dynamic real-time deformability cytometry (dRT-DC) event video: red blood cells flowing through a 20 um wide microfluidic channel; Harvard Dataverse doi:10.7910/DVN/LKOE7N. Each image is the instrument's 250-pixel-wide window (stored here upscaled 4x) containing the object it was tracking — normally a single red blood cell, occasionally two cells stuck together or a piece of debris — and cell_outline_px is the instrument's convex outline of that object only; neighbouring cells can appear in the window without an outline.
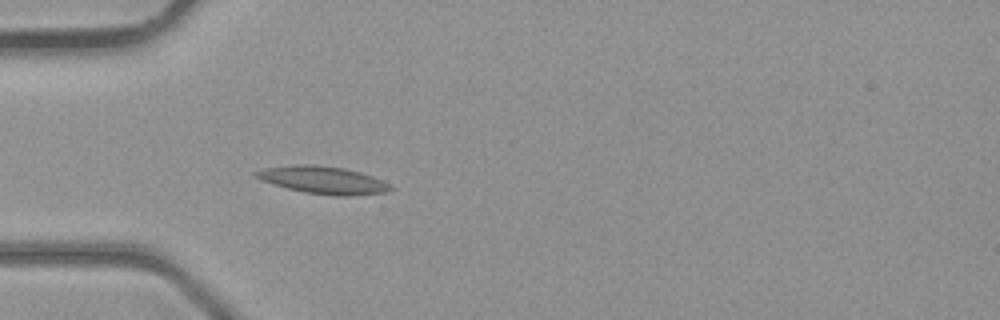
{"species": "common noctule bat (a hibernating species)", "species_latin": "Nyctalus noctula", "temperature_condition": "room temperature", "stored_images_in_passage": 22, "camera_frame_rate_fps": 3000, "um_per_image_px": 0.085, "animal": {"sex": "male", "body_mass_g": 23.1, "forearm_length_mm": 52.7}, "frame": {"image": 1, "passage_image": 5, "time_ms": 1.333, "image_size_px": [1000, 320], "cell_outline_px": [[396, 188], [388, 192], [348, 196], [332, 196], [304, 192], [288, 188], [264, 180], [256, 176], [252, 172], [264, 168], [292, 164], [316, 164], [344, 168], [360, 172], [372, 176]], "centroid_in_image_um": [27.49, 15.3], "position_along_channel_um": 57.5, "area_um2": 21.5}}
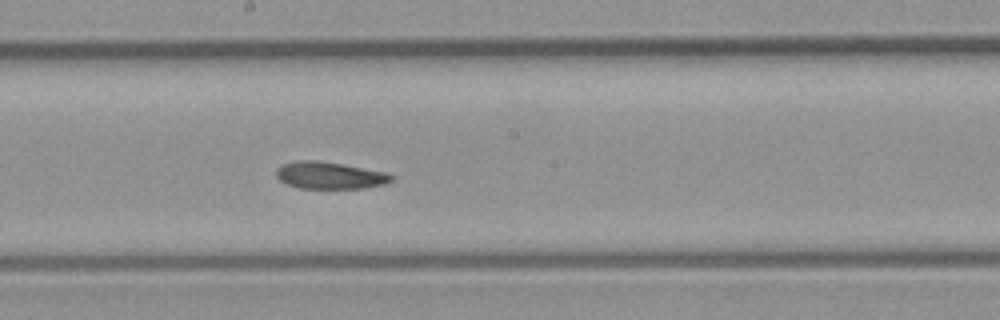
{"frame": {"image": 2, "passage_image": 15, "time_ms": 4.667, "image_size_px": [1000, 320], "cell_outline_px": [[392, 180], [384, 184], [364, 188], [300, 188], [288, 184], [280, 180], [276, 176], [276, 168], [284, 164], [296, 160], [316, 160], [388, 172], [392, 176]], "centroid_in_image_um": [28.01, 14.9], "position_along_channel_um": 220.2, "area_um2": 17.98}}
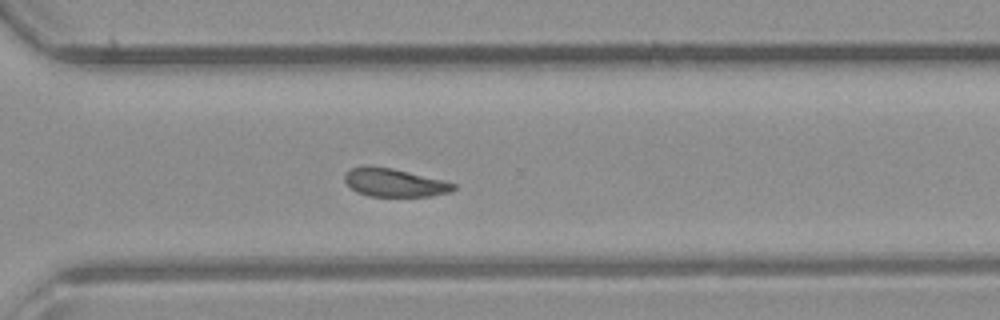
{"frame": {"image": 3, "passage_image": 22, "time_ms": 7.0, "image_size_px": [1000, 320], "cell_outline_px": [[456, 188], [452, 192], [428, 196], [368, 196], [356, 192], [344, 180], [344, 176], [352, 168], [364, 164], [368, 164], [392, 168], [444, 180], [456, 184]], "centroid_in_image_um": [33.52, 15.51], "position_along_channel_um": 337.1, "area_um2": 18.03}}